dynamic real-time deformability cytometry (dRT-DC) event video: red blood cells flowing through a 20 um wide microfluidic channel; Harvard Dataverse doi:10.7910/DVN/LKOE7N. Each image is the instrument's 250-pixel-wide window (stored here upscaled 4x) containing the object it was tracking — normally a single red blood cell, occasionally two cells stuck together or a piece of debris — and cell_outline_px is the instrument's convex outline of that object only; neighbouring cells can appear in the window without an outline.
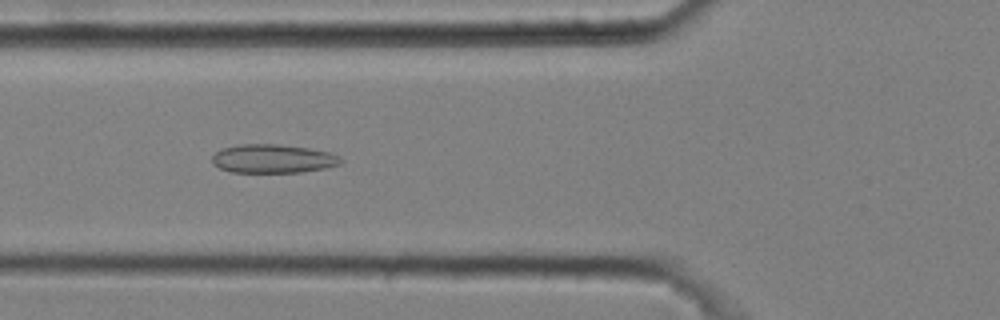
{"species": "common noctule bat (a hibernating species)", "species_latin": "Nyctalus noctula", "temperature_condition": "cold", "stored_images_in_passage": 40, "camera_frame_rate_fps": 3000, "um_per_image_px": 0.085, "animal": {"sex": "male", "body_mass_g": 20.4}, "frame": {"image": 1, "passage_image": 8, "time_ms": 2.333, "image_size_px": [1000, 320], "cell_outline_px": [[344, 160], [340, 164], [324, 168], [300, 172], [232, 172], [220, 168], [212, 164], [212, 156], [216, 152], [224, 148], [240, 144], [280, 144], [308, 148], [328, 152], [340, 156]], "centroid_in_image_um": [23.2, 13.49], "position_along_channel_um": 102.6, "area_um2": 21.44}}
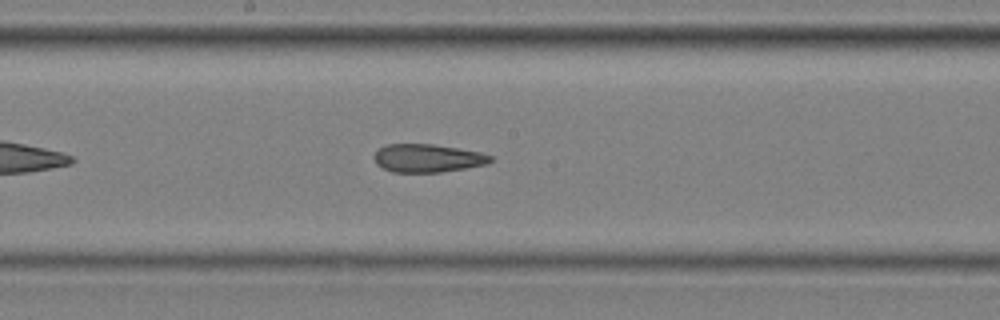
{"frame": {"image": 2, "passage_image": 17, "time_ms": 5.333, "image_size_px": [1000, 320], "cell_outline_px": [[492, 160], [488, 164], [440, 172], [392, 172], [376, 164], [376, 152], [384, 144], [432, 144], [480, 152], [492, 156]], "centroid_in_image_um": [36.35, 13.44], "position_along_channel_um": 211.8, "area_um2": 18.84}}
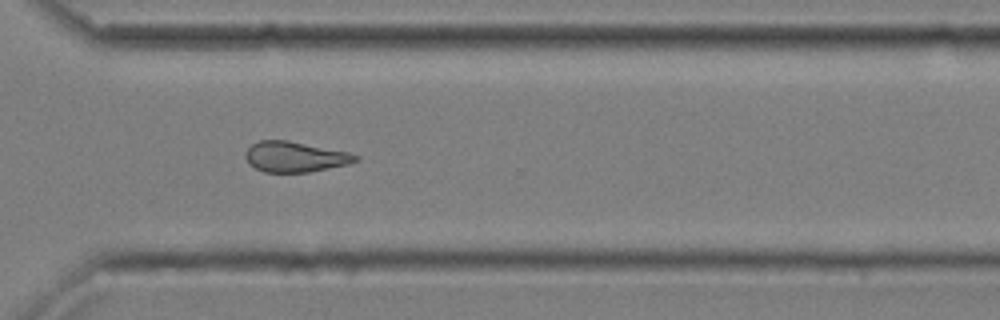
{"frame": {"image": 3, "passage_image": 28, "time_ms": 9.0, "image_size_px": [1000, 320], "cell_outline_px": [[360, 160], [348, 164], [308, 172], [264, 172], [248, 164], [244, 156], [244, 152], [252, 144], [260, 140], [288, 140], [348, 152], [360, 156]], "centroid_in_image_um": [25.06, 13.32], "position_along_channel_um": 345.5, "area_um2": 19.59}, "authors_computed_cell_mechanics": {"area_um2": 19.9121, "velocity_mm_per_s": 3.64, "shape_relaxation_time_tau1_ms": null, "shape_relaxation_time_tau2_ms": 3.0484, "deformation_change_tau1": null, "deformation_change_tau2": 0.1099}}